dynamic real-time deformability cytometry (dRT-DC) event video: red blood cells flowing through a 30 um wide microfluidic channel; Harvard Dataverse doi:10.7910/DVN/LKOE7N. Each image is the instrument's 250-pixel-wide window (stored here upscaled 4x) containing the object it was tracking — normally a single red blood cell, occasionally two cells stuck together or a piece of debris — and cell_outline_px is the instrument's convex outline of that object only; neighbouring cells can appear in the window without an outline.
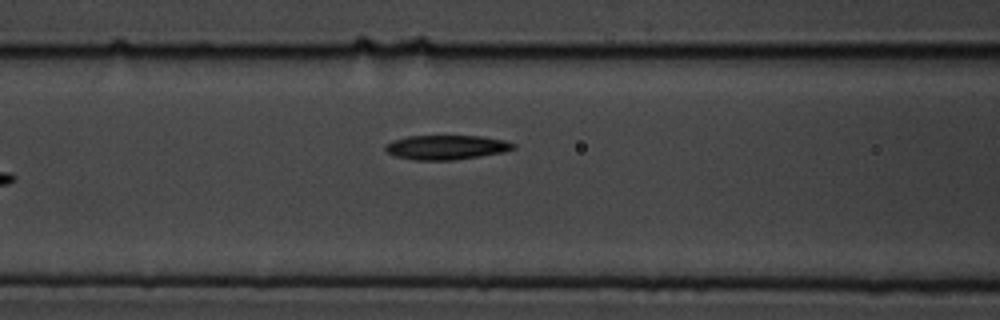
{"species": "common noctule bat (a hibernating species)", "species_latin": "Nyctalus noctula", "temperature_condition": "cold", "stored_images_in_passage": 8, "camera_frame_rate_fps": 3000, "um_per_image_px": 0.085, "animal": {"sex": "male", "body_mass_g": 19.5, "forearm_length_mm": 54.6}, "frame": {"image": 1, "passage_image": 8, "time_ms": 2.333, "image_size_px": [1000, 320], "cell_outline_px": [[516, 148], [504, 152], [480, 156], [452, 160], [416, 160], [396, 156], [388, 152], [384, 148], [384, 144], [392, 140], [408, 136], [484, 136], [504, 140], [516, 144]], "centroid_in_image_um": [37.95, 12.51], "position_along_channel_um": 128.7, "area_um2": 18.26}}